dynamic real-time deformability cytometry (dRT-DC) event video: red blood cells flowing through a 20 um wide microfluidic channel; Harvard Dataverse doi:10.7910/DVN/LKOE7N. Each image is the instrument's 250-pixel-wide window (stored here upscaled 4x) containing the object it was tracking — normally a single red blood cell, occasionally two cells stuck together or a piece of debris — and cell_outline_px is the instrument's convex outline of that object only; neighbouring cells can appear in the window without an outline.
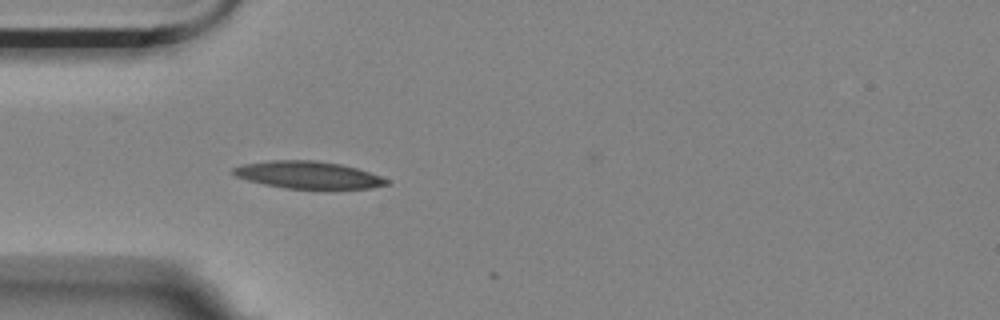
{"species": "Egyptian fruit bat (a non-hibernating species)", "species_latin": "Rousettus aegyptiacus", "temperature_condition": "room temperature", "stored_images_in_passage": 1, "camera_frame_rate_fps": 3000, "um_per_image_px": 0.085, "animal": {"sex": "female"}, "frame": {"image": 1, "passage_image": 1, "time_ms": 0.0, "image_size_px": [1000, 320], "cell_outline_px": [[388, 184], [372, 188], [284, 188], [264, 184], [248, 180], [236, 176], [232, 172], [232, 168], [244, 164], [272, 160], [316, 160], [340, 164], [356, 168], [380, 176], [388, 180]], "centroid_in_image_um": [26.17, 14.86], "position_along_channel_um": 58.8, "area_um2": 23.99}}